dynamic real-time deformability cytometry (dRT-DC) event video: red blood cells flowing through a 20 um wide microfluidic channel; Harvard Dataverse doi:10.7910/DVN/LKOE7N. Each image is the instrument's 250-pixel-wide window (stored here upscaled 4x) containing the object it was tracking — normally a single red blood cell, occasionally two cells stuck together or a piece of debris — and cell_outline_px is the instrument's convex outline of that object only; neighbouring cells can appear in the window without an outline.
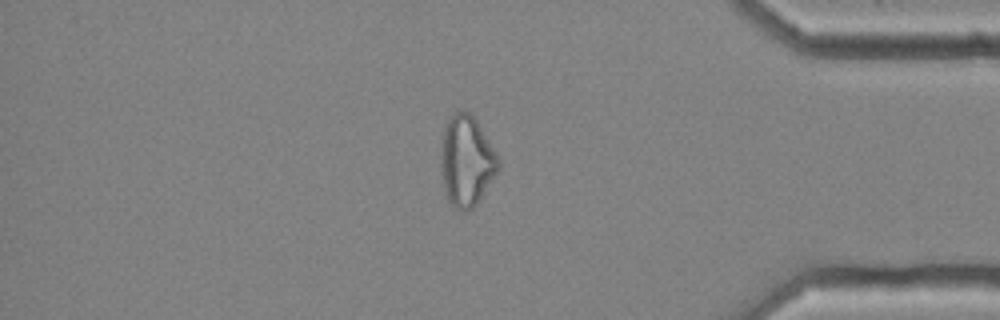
{"species": "common noctule bat (a hibernating species)", "species_latin": "Nyctalus noctula", "temperature_condition": "cold", "stored_images_in_passage": 56, "camera_frame_rate_fps": 3000, "um_per_image_px": 0.085, "animal": {"sex": "female", "body_mass_g": 25.1}, "frame": {"image": 1, "passage_image": 48, "time_ms": 15.667, "image_size_px": [1000, 320], "cell_outline_px": [[500, 168], [480, 200], [472, 208], [464, 212], [456, 208], [448, 200], [444, 188], [440, 164], [440, 152], [444, 128], [448, 120], [460, 108], [464, 108], [476, 120], [496, 152], [500, 160]], "centroid_in_image_um": [39.66, 13.68], "position_along_channel_um": 395.5, "area_um2": 30.46}}